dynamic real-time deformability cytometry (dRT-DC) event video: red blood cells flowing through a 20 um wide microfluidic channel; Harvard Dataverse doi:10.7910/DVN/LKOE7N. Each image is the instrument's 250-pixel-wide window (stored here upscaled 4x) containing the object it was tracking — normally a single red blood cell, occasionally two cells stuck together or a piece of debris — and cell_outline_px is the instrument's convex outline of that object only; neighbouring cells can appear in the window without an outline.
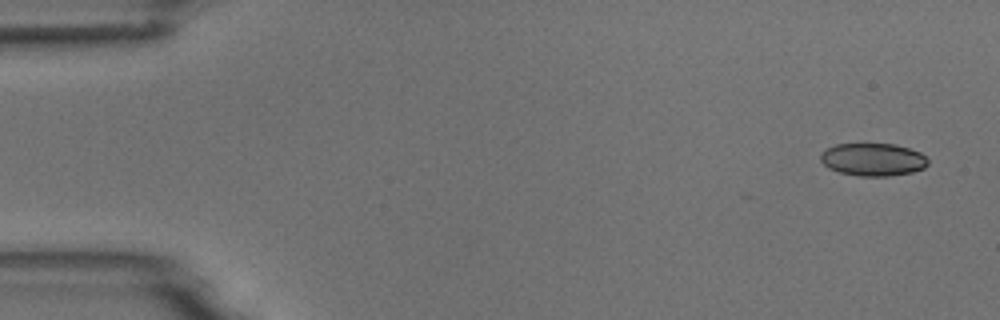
{"species": "common noctule bat (a hibernating species)", "species_latin": "Nyctalus noctula", "temperature_condition": "room temperature", "stored_images_in_passage": 6, "camera_frame_rate_fps": 3000, "um_per_image_px": 0.085, "animal": {"sex": "male", "body_mass_g": 18.8}, "frame": {"image": 1, "passage_image": 1, "time_ms": 0.0, "image_size_px": [1000, 320], "cell_outline_px": [[928, 164], [924, 168], [912, 172], [888, 176], [860, 176], [840, 172], [828, 168], [820, 160], [820, 152], [824, 148], [836, 144], [896, 144], [920, 152], [928, 160]], "centroid_in_image_um": [74.17, 13.55], "position_along_channel_um": 10.8, "area_um2": 20.58}}
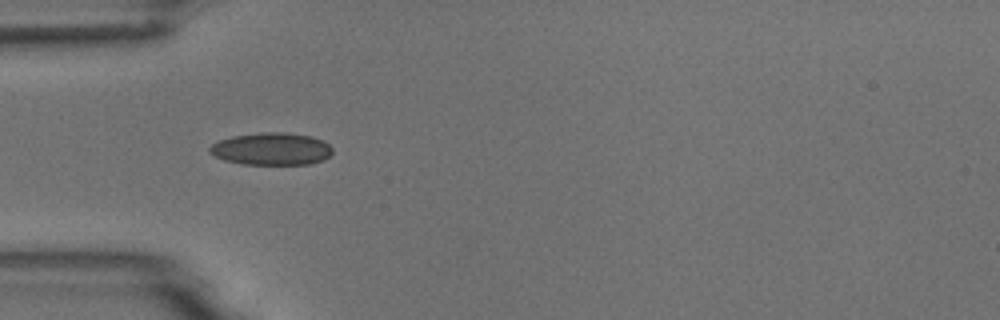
{"frame": {"image": 2, "passage_image": 5, "time_ms": 4.667, "image_size_px": [1000, 320], "cell_outline_px": [[332, 152], [324, 160], [308, 164], [240, 164], [224, 160], [208, 152], [208, 148], [212, 144], [220, 140], [232, 136], [260, 132], [284, 132], [312, 136], [324, 140], [332, 148]], "centroid_in_image_um": [23.07, 12.65], "position_along_channel_um": 61.9, "area_um2": 23.29}}